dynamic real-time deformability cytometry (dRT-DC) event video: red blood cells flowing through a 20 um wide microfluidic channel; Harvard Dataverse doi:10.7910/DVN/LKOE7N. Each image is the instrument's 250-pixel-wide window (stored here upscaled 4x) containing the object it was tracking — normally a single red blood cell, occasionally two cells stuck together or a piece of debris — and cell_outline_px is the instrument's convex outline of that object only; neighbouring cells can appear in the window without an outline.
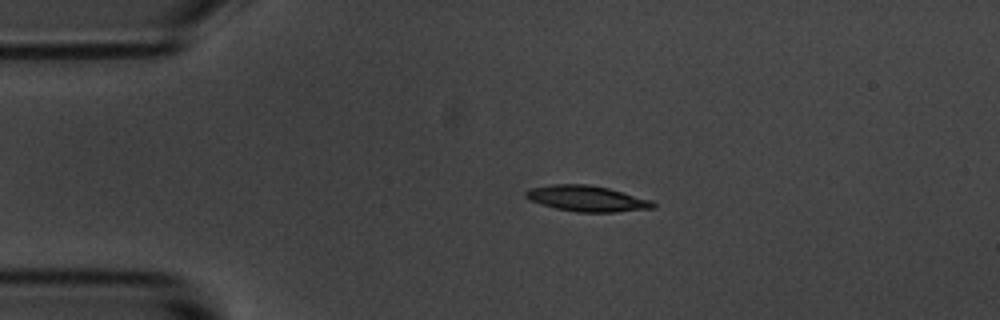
{"species": "common noctule bat (a hibernating species)", "species_latin": "Nyctalus noctula", "temperature_condition": "room temperature", "stored_images_in_passage": 4, "camera_frame_rate_fps": 3000, "um_per_image_px": 0.085, "animal": {"sex": "male", "body_mass_g": 20.1, "forearm_length_mm": 53.5}, "frame": {"image": 1, "passage_image": 3, "time_ms": 2.333, "image_size_px": [1000, 320], "cell_outline_px": [[656, 208], [616, 212], [576, 212], [556, 208], [528, 200], [524, 196], [524, 192], [528, 188], [552, 184], [588, 184], [608, 188], [652, 200], [656, 204]], "centroid_in_image_um": [49.87, 16.87], "position_along_channel_um": 35.1, "area_um2": 19.31}}